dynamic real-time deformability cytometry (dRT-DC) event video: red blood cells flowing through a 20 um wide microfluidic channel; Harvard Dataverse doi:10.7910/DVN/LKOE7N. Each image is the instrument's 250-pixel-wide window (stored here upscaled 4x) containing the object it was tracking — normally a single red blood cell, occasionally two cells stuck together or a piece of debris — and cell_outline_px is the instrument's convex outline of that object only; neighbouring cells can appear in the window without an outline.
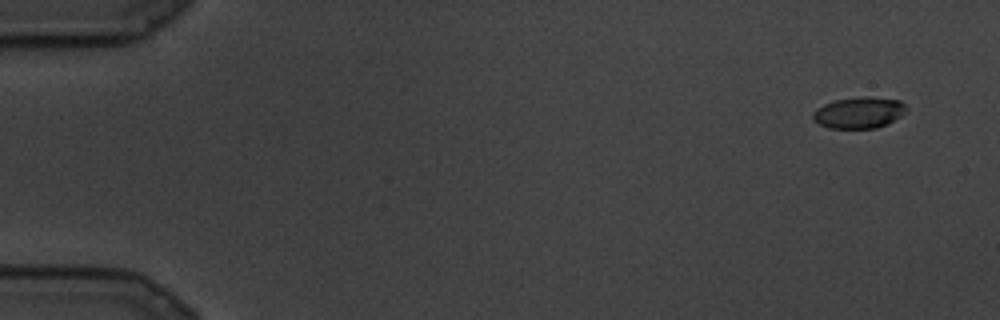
{"species": "common noctule bat (a hibernating species)", "species_latin": "Nyctalus noctula", "temperature_condition": "cold", "stored_images_in_passage": 16, "camera_frame_rate_fps": 3000, "um_per_image_px": 0.085, "animal": {"sex": "male", "body_mass_g": 19.5, "forearm_length_mm": 54.6}, "frame": {"image": 1, "passage_image": 2, "time_ms": 0.333, "image_size_px": [1000, 320], "cell_outline_px": [[908, 108], [900, 116], [876, 128], [828, 128], [812, 120], [812, 112], [816, 108], [824, 104], [836, 100], [868, 96], [900, 100]], "centroid_in_image_um": [72.98, 9.57], "position_along_channel_um": 12.0, "area_um2": 16.88}}
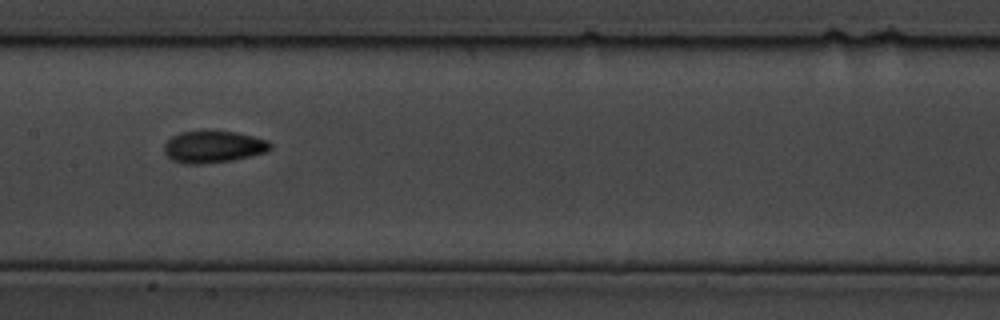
{"frame": {"image": 2, "passage_image": 13, "time_ms": 4.0, "image_size_px": [1000, 320], "cell_outline_px": [[272, 148], [264, 152], [232, 160], [204, 164], [188, 164], [172, 160], [164, 152], [164, 144], [172, 136], [180, 132], [204, 128], [236, 132], [268, 140], [272, 144]], "centroid_in_image_um": [18.1, 12.43], "position_along_channel_um": 189.3, "area_um2": 20.23}}
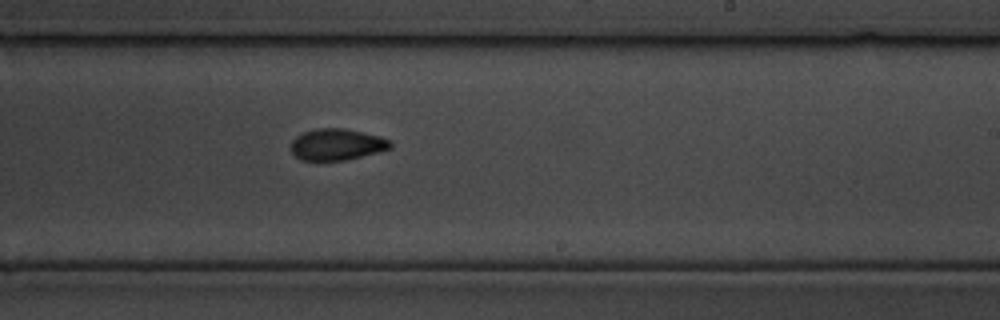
{"frame": {"image": 3, "passage_image": 16, "time_ms": 5.0, "image_size_px": [1000, 320], "cell_outline_px": [[392, 148], [380, 152], [344, 160], [300, 160], [288, 148], [292, 140], [296, 136], [304, 132], [316, 128], [344, 128], [380, 136], [392, 140]], "centroid_in_image_um": [28.63, 12.27], "position_along_channel_um": 260.4, "area_um2": 18.44}}